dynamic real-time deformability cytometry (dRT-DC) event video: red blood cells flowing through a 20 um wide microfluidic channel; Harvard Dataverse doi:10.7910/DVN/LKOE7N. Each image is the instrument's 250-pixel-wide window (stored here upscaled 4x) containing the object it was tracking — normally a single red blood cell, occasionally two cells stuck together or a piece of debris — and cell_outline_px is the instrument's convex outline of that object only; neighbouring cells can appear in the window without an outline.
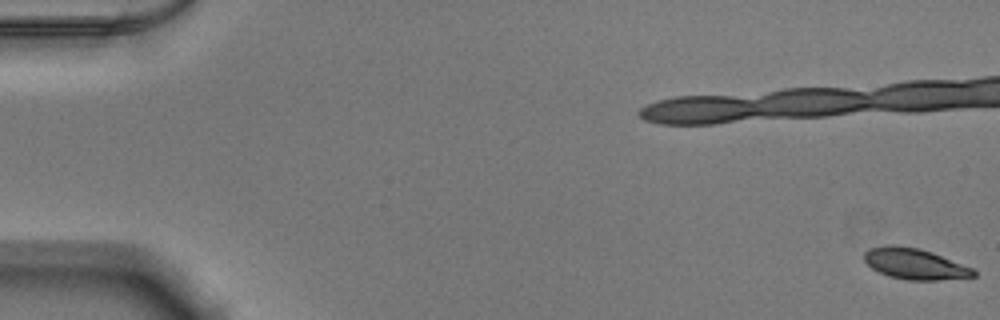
{"species": "Egyptian fruit bat (a non-hibernating species)", "species_latin": "Rousettus aegyptiacus", "temperature_condition": "warm", "stored_images_in_passage": 21, "camera_frame_rate_fps": 3000, "um_per_image_px": 0.085, "animal": {"sex": "male"}, "frame": {"image": 1, "passage_image": 1, "time_ms": 0.0, "image_size_px": [1000, 320], "cell_outline_px": [[976, 276], [940, 280], [908, 280], [888, 276], [872, 268], [864, 260], [864, 252], [868, 248], [888, 244], [896, 244], [920, 248], [932, 252], [972, 268], [976, 272]], "centroid_in_image_um": [77.72, 22.41], "position_along_channel_um": 7.3, "area_um2": 19.77}}